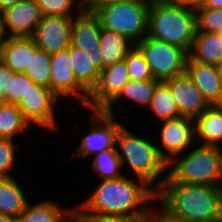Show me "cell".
<instances>
[{
    "mask_svg": "<svg viewBox=\"0 0 222 222\" xmlns=\"http://www.w3.org/2000/svg\"><path fill=\"white\" fill-rule=\"evenodd\" d=\"M137 181L126 175L101 180L92 195L74 207V211L111 217L156 218L154 206L145 208L144 204L148 206V202L155 200L157 192L145 181L139 178Z\"/></svg>",
    "mask_w": 222,
    "mask_h": 222,
    "instance_id": "6da1fadb",
    "label": "cell"
},
{
    "mask_svg": "<svg viewBox=\"0 0 222 222\" xmlns=\"http://www.w3.org/2000/svg\"><path fill=\"white\" fill-rule=\"evenodd\" d=\"M156 200L160 222H222V186L163 183Z\"/></svg>",
    "mask_w": 222,
    "mask_h": 222,
    "instance_id": "7a4b0ae2",
    "label": "cell"
},
{
    "mask_svg": "<svg viewBox=\"0 0 222 222\" xmlns=\"http://www.w3.org/2000/svg\"><path fill=\"white\" fill-rule=\"evenodd\" d=\"M116 146L120 149L117 154L122 166L127 163L135 178L145 181L157 192L167 178V163L161 158L158 145L134 135L123 124L117 135Z\"/></svg>",
    "mask_w": 222,
    "mask_h": 222,
    "instance_id": "3957f363",
    "label": "cell"
},
{
    "mask_svg": "<svg viewBox=\"0 0 222 222\" xmlns=\"http://www.w3.org/2000/svg\"><path fill=\"white\" fill-rule=\"evenodd\" d=\"M167 164L163 183L222 186V147L199 145Z\"/></svg>",
    "mask_w": 222,
    "mask_h": 222,
    "instance_id": "277c9868",
    "label": "cell"
},
{
    "mask_svg": "<svg viewBox=\"0 0 222 222\" xmlns=\"http://www.w3.org/2000/svg\"><path fill=\"white\" fill-rule=\"evenodd\" d=\"M196 34V15L184 3L149 8L148 36L178 46L188 53Z\"/></svg>",
    "mask_w": 222,
    "mask_h": 222,
    "instance_id": "5b68a950",
    "label": "cell"
},
{
    "mask_svg": "<svg viewBox=\"0 0 222 222\" xmlns=\"http://www.w3.org/2000/svg\"><path fill=\"white\" fill-rule=\"evenodd\" d=\"M102 28L128 38L135 45L148 34L149 7L143 0L100 5L93 11Z\"/></svg>",
    "mask_w": 222,
    "mask_h": 222,
    "instance_id": "8992f818",
    "label": "cell"
},
{
    "mask_svg": "<svg viewBox=\"0 0 222 222\" xmlns=\"http://www.w3.org/2000/svg\"><path fill=\"white\" fill-rule=\"evenodd\" d=\"M135 46L144 55L155 80L166 81L186 72L189 57L186 50L148 35Z\"/></svg>",
    "mask_w": 222,
    "mask_h": 222,
    "instance_id": "52a82bcc",
    "label": "cell"
},
{
    "mask_svg": "<svg viewBox=\"0 0 222 222\" xmlns=\"http://www.w3.org/2000/svg\"><path fill=\"white\" fill-rule=\"evenodd\" d=\"M91 111L93 115L90 131L84 136L80 146L73 152L71 158L77 155L84 159L87 154L95 155L116 147L117 135L123 123L116 121L114 115L103 110Z\"/></svg>",
    "mask_w": 222,
    "mask_h": 222,
    "instance_id": "ba28073f",
    "label": "cell"
},
{
    "mask_svg": "<svg viewBox=\"0 0 222 222\" xmlns=\"http://www.w3.org/2000/svg\"><path fill=\"white\" fill-rule=\"evenodd\" d=\"M161 145L158 152L168 164L175 157L183 155L186 149L195 143L194 119L187 116L161 121ZM162 147V148H161ZM189 147V148H188Z\"/></svg>",
    "mask_w": 222,
    "mask_h": 222,
    "instance_id": "9c48e42d",
    "label": "cell"
},
{
    "mask_svg": "<svg viewBox=\"0 0 222 222\" xmlns=\"http://www.w3.org/2000/svg\"><path fill=\"white\" fill-rule=\"evenodd\" d=\"M59 98L43 85L34 84L26 97L18 104L25 120L32 126L55 130L57 128L54 110Z\"/></svg>",
    "mask_w": 222,
    "mask_h": 222,
    "instance_id": "30bf717a",
    "label": "cell"
},
{
    "mask_svg": "<svg viewBox=\"0 0 222 222\" xmlns=\"http://www.w3.org/2000/svg\"><path fill=\"white\" fill-rule=\"evenodd\" d=\"M129 80L125 59L102 69L98 83L89 94L85 107L90 110H104L120 94Z\"/></svg>",
    "mask_w": 222,
    "mask_h": 222,
    "instance_id": "8fae6325",
    "label": "cell"
},
{
    "mask_svg": "<svg viewBox=\"0 0 222 222\" xmlns=\"http://www.w3.org/2000/svg\"><path fill=\"white\" fill-rule=\"evenodd\" d=\"M73 21L71 16H43L31 38L48 54L68 49Z\"/></svg>",
    "mask_w": 222,
    "mask_h": 222,
    "instance_id": "7c38bea8",
    "label": "cell"
},
{
    "mask_svg": "<svg viewBox=\"0 0 222 222\" xmlns=\"http://www.w3.org/2000/svg\"><path fill=\"white\" fill-rule=\"evenodd\" d=\"M51 91L60 99L73 96L79 104L86 106L89 93L77 82L72 69L68 49L50 54ZM63 97V98H62Z\"/></svg>",
    "mask_w": 222,
    "mask_h": 222,
    "instance_id": "4fadbf2b",
    "label": "cell"
},
{
    "mask_svg": "<svg viewBox=\"0 0 222 222\" xmlns=\"http://www.w3.org/2000/svg\"><path fill=\"white\" fill-rule=\"evenodd\" d=\"M42 17L36 0H21L0 12L8 37H32Z\"/></svg>",
    "mask_w": 222,
    "mask_h": 222,
    "instance_id": "5bb4252c",
    "label": "cell"
},
{
    "mask_svg": "<svg viewBox=\"0 0 222 222\" xmlns=\"http://www.w3.org/2000/svg\"><path fill=\"white\" fill-rule=\"evenodd\" d=\"M164 82L169 86L182 116L194 119L211 106L205 100L187 72Z\"/></svg>",
    "mask_w": 222,
    "mask_h": 222,
    "instance_id": "9a60e30c",
    "label": "cell"
},
{
    "mask_svg": "<svg viewBox=\"0 0 222 222\" xmlns=\"http://www.w3.org/2000/svg\"><path fill=\"white\" fill-rule=\"evenodd\" d=\"M75 15L71 27V46L83 50L90 57H101V25L93 12L83 10Z\"/></svg>",
    "mask_w": 222,
    "mask_h": 222,
    "instance_id": "2e32d148",
    "label": "cell"
},
{
    "mask_svg": "<svg viewBox=\"0 0 222 222\" xmlns=\"http://www.w3.org/2000/svg\"><path fill=\"white\" fill-rule=\"evenodd\" d=\"M186 72L211 106L222 105V80L215 65L188 60Z\"/></svg>",
    "mask_w": 222,
    "mask_h": 222,
    "instance_id": "e0dca14e",
    "label": "cell"
},
{
    "mask_svg": "<svg viewBox=\"0 0 222 222\" xmlns=\"http://www.w3.org/2000/svg\"><path fill=\"white\" fill-rule=\"evenodd\" d=\"M72 69L77 82L90 94L96 87L103 69L101 57H90L74 46L68 48Z\"/></svg>",
    "mask_w": 222,
    "mask_h": 222,
    "instance_id": "ac0fdd59",
    "label": "cell"
},
{
    "mask_svg": "<svg viewBox=\"0 0 222 222\" xmlns=\"http://www.w3.org/2000/svg\"><path fill=\"white\" fill-rule=\"evenodd\" d=\"M195 140L222 147V105H213L194 118Z\"/></svg>",
    "mask_w": 222,
    "mask_h": 222,
    "instance_id": "d6986e66",
    "label": "cell"
},
{
    "mask_svg": "<svg viewBox=\"0 0 222 222\" xmlns=\"http://www.w3.org/2000/svg\"><path fill=\"white\" fill-rule=\"evenodd\" d=\"M188 60L216 65L222 59V37L219 33L196 32Z\"/></svg>",
    "mask_w": 222,
    "mask_h": 222,
    "instance_id": "ffe728a7",
    "label": "cell"
},
{
    "mask_svg": "<svg viewBox=\"0 0 222 222\" xmlns=\"http://www.w3.org/2000/svg\"><path fill=\"white\" fill-rule=\"evenodd\" d=\"M28 202L23 188L13 176L0 178V214L19 219Z\"/></svg>",
    "mask_w": 222,
    "mask_h": 222,
    "instance_id": "44dd1931",
    "label": "cell"
},
{
    "mask_svg": "<svg viewBox=\"0 0 222 222\" xmlns=\"http://www.w3.org/2000/svg\"><path fill=\"white\" fill-rule=\"evenodd\" d=\"M134 46L128 38L101 27L100 52L103 69L124 60Z\"/></svg>",
    "mask_w": 222,
    "mask_h": 222,
    "instance_id": "7402d4cb",
    "label": "cell"
},
{
    "mask_svg": "<svg viewBox=\"0 0 222 222\" xmlns=\"http://www.w3.org/2000/svg\"><path fill=\"white\" fill-rule=\"evenodd\" d=\"M73 211L74 208H60L49 200L35 205L28 202L19 219L21 222H63Z\"/></svg>",
    "mask_w": 222,
    "mask_h": 222,
    "instance_id": "603a6c76",
    "label": "cell"
},
{
    "mask_svg": "<svg viewBox=\"0 0 222 222\" xmlns=\"http://www.w3.org/2000/svg\"><path fill=\"white\" fill-rule=\"evenodd\" d=\"M31 61V37H9L3 63L14 72L24 73Z\"/></svg>",
    "mask_w": 222,
    "mask_h": 222,
    "instance_id": "cb8c5ba5",
    "label": "cell"
},
{
    "mask_svg": "<svg viewBox=\"0 0 222 222\" xmlns=\"http://www.w3.org/2000/svg\"><path fill=\"white\" fill-rule=\"evenodd\" d=\"M160 81L158 80H145V81H135L129 80L127 84L122 88L120 94L103 110L104 112L114 115L113 103L122 99L123 97L148 108L150 102L153 98V93L156 85Z\"/></svg>",
    "mask_w": 222,
    "mask_h": 222,
    "instance_id": "d4e9b609",
    "label": "cell"
},
{
    "mask_svg": "<svg viewBox=\"0 0 222 222\" xmlns=\"http://www.w3.org/2000/svg\"><path fill=\"white\" fill-rule=\"evenodd\" d=\"M29 127L18 104L0 102V138L14 140L16 135Z\"/></svg>",
    "mask_w": 222,
    "mask_h": 222,
    "instance_id": "484cf974",
    "label": "cell"
},
{
    "mask_svg": "<svg viewBox=\"0 0 222 222\" xmlns=\"http://www.w3.org/2000/svg\"><path fill=\"white\" fill-rule=\"evenodd\" d=\"M148 108L155 115L156 120L158 117L160 122L182 116L169 86L164 81H160L156 85Z\"/></svg>",
    "mask_w": 222,
    "mask_h": 222,
    "instance_id": "4316f807",
    "label": "cell"
},
{
    "mask_svg": "<svg viewBox=\"0 0 222 222\" xmlns=\"http://www.w3.org/2000/svg\"><path fill=\"white\" fill-rule=\"evenodd\" d=\"M35 84L51 89L50 54L37 47L31 38V61L24 72Z\"/></svg>",
    "mask_w": 222,
    "mask_h": 222,
    "instance_id": "83f0119b",
    "label": "cell"
},
{
    "mask_svg": "<svg viewBox=\"0 0 222 222\" xmlns=\"http://www.w3.org/2000/svg\"><path fill=\"white\" fill-rule=\"evenodd\" d=\"M117 150L118 149L114 147L95 154L91 167L102 180L116 179L124 175L121 173L123 166Z\"/></svg>",
    "mask_w": 222,
    "mask_h": 222,
    "instance_id": "f1b7e54d",
    "label": "cell"
},
{
    "mask_svg": "<svg viewBox=\"0 0 222 222\" xmlns=\"http://www.w3.org/2000/svg\"><path fill=\"white\" fill-rule=\"evenodd\" d=\"M36 1L43 16L75 17L72 14L73 11H76V15H79L84 10L82 0H36Z\"/></svg>",
    "mask_w": 222,
    "mask_h": 222,
    "instance_id": "f546056e",
    "label": "cell"
},
{
    "mask_svg": "<svg viewBox=\"0 0 222 222\" xmlns=\"http://www.w3.org/2000/svg\"><path fill=\"white\" fill-rule=\"evenodd\" d=\"M196 32H222V8H194Z\"/></svg>",
    "mask_w": 222,
    "mask_h": 222,
    "instance_id": "4dcf8cb0",
    "label": "cell"
},
{
    "mask_svg": "<svg viewBox=\"0 0 222 222\" xmlns=\"http://www.w3.org/2000/svg\"><path fill=\"white\" fill-rule=\"evenodd\" d=\"M125 62L129 72L130 80H155L144 55L136 46H134L132 50L126 55Z\"/></svg>",
    "mask_w": 222,
    "mask_h": 222,
    "instance_id": "1f68e13d",
    "label": "cell"
},
{
    "mask_svg": "<svg viewBox=\"0 0 222 222\" xmlns=\"http://www.w3.org/2000/svg\"><path fill=\"white\" fill-rule=\"evenodd\" d=\"M35 83L22 72H14L10 79L8 103L19 104Z\"/></svg>",
    "mask_w": 222,
    "mask_h": 222,
    "instance_id": "d6a6232c",
    "label": "cell"
},
{
    "mask_svg": "<svg viewBox=\"0 0 222 222\" xmlns=\"http://www.w3.org/2000/svg\"><path fill=\"white\" fill-rule=\"evenodd\" d=\"M16 159L14 140L0 138V178L12 177Z\"/></svg>",
    "mask_w": 222,
    "mask_h": 222,
    "instance_id": "836d02e7",
    "label": "cell"
},
{
    "mask_svg": "<svg viewBox=\"0 0 222 222\" xmlns=\"http://www.w3.org/2000/svg\"><path fill=\"white\" fill-rule=\"evenodd\" d=\"M80 222H151L156 218H124L100 216L94 214H78Z\"/></svg>",
    "mask_w": 222,
    "mask_h": 222,
    "instance_id": "e575fe53",
    "label": "cell"
},
{
    "mask_svg": "<svg viewBox=\"0 0 222 222\" xmlns=\"http://www.w3.org/2000/svg\"><path fill=\"white\" fill-rule=\"evenodd\" d=\"M13 73L14 71L3 62L0 63V102H8L10 79H12Z\"/></svg>",
    "mask_w": 222,
    "mask_h": 222,
    "instance_id": "d590c367",
    "label": "cell"
},
{
    "mask_svg": "<svg viewBox=\"0 0 222 222\" xmlns=\"http://www.w3.org/2000/svg\"><path fill=\"white\" fill-rule=\"evenodd\" d=\"M125 0H82L84 10L93 11L100 5H107L110 3L121 2Z\"/></svg>",
    "mask_w": 222,
    "mask_h": 222,
    "instance_id": "8d00e7d4",
    "label": "cell"
},
{
    "mask_svg": "<svg viewBox=\"0 0 222 222\" xmlns=\"http://www.w3.org/2000/svg\"><path fill=\"white\" fill-rule=\"evenodd\" d=\"M8 38L9 37L6 34L5 28L0 18V63H2L3 61V54H4L5 45L7 43Z\"/></svg>",
    "mask_w": 222,
    "mask_h": 222,
    "instance_id": "74e56055",
    "label": "cell"
},
{
    "mask_svg": "<svg viewBox=\"0 0 222 222\" xmlns=\"http://www.w3.org/2000/svg\"><path fill=\"white\" fill-rule=\"evenodd\" d=\"M144 3L150 8L156 5H167V4H179L183 3V0H143Z\"/></svg>",
    "mask_w": 222,
    "mask_h": 222,
    "instance_id": "f35d334b",
    "label": "cell"
},
{
    "mask_svg": "<svg viewBox=\"0 0 222 222\" xmlns=\"http://www.w3.org/2000/svg\"><path fill=\"white\" fill-rule=\"evenodd\" d=\"M196 8H222V0H205L199 7Z\"/></svg>",
    "mask_w": 222,
    "mask_h": 222,
    "instance_id": "ab89813d",
    "label": "cell"
},
{
    "mask_svg": "<svg viewBox=\"0 0 222 222\" xmlns=\"http://www.w3.org/2000/svg\"><path fill=\"white\" fill-rule=\"evenodd\" d=\"M21 0H0V12L14 4L20 2Z\"/></svg>",
    "mask_w": 222,
    "mask_h": 222,
    "instance_id": "60d3db41",
    "label": "cell"
},
{
    "mask_svg": "<svg viewBox=\"0 0 222 222\" xmlns=\"http://www.w3.org/2000/svg\"><path fill=\"white\" fill-rule=\"evenodd\" d=\"M205 0H183V3L188 7H199Z\"/></svg>",
    "mask_w": 222,
    "mask_h": 222,
    "instance_id": "b9f144b4",
    "label": "cell"
},
{
    "mask_svg": "<svg viewBox=\"0 0 222 222\" xmlns=\"http://www.w3.org/2000/svg\"><path fill=\"white\" fill-rule=\"evenodd\" d=\"M63 222H80L78 214L73 211Z\"/></svg>",
    "mask_w": 222,
    "mask_h": 222,
    "instance_id": "7bdbcfd3",
    "label": "cell"
},
{
    "mask_svg": "<svg viewBox=\"0 0 222 222\" xmlns=\"http://www.w3.org/2000/svg\"><path fill=\"white\" fill-rule=\"evenodd\" d=\"M13 220H14V218H12V217H9L4 214H0V222H12Z\"/></svg>",
    "mask_w": 222,
    "mask_h": 222,
    "instance_id": "ee69618b",
    "label": "cell"
},
{
    "mask_svg": "<svg viewBox=\"0 0 222 222\" xmlns=\"http://www.w3.org/2000/svg\"><path fill=\"white\" fill-rule=\"evenodd\" d=\"M215 66H216L217 72L222 80V59Z\"/></svg>",
    "mask_w": 222,
    "mask_h": 222,
    "instance_id": "f6af8a7d",
    "label": "cell"
},
{
    "mask_svg": "<svg viewBox=\"0 0 222 222\" xmlns=\"http://www.w3.org/2000/svg\"><path fill=\"white\" fill-rule=\"evenodd\" d=\"M12 222H21L20 219H14Z\"/></svg>",
    "mask_w": 222,
    "mask_h": 222,
    "instance_id": "bcb514c9",
    "label": "cell"
},
{
    "mask_svg": "<svg viewBox=\"0 0 222 222\" xmlns=\"http://www.w3.org/2000/svg\"><path fill=\"white\" fill-rule=\"evenodd\" d=\"M151 222H160V221L156 218L155 220H153Z\"/></svg>",
    "mask_w": 222,
    "mask_h": 222,
    "instance_id": "7dc6e473",
    "label": "cell"
}]
</instances>
